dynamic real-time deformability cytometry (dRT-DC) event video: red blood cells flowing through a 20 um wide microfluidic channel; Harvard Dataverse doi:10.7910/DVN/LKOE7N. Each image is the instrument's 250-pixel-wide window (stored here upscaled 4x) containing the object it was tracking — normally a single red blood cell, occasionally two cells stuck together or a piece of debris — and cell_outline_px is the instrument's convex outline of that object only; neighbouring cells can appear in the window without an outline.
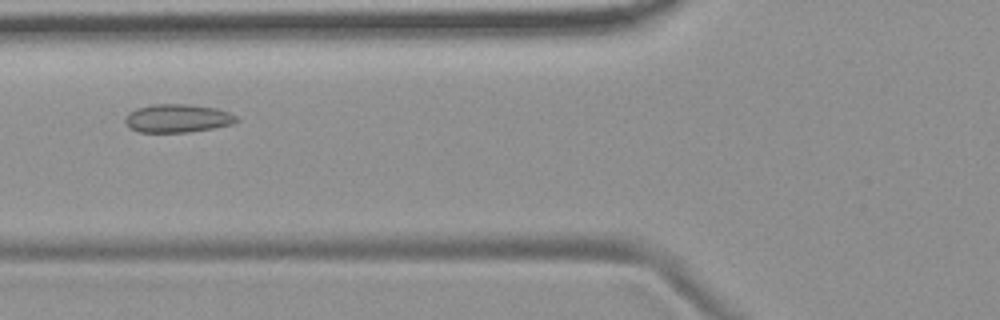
{"species": "common noctule bat (a hibernating species)", "species_latin": "Nyctalus noctula", "temperature_condition": "room temperature", "stored_images_in_passage": 5, "camera_frame_rate_fps": 3000, "um_per_image_px": 0.085, "animal": {"sex": "female", "body_mass_g": 19.9}, "frame": {"image": 1, "passage_image": 5, "time_ms": 4.667, "image_size_px": [1000, 320], "cell_outline_px": [[240, 120], [232, 124], [212, 128], [188, 132], [140, 132], [128, 128], [124, 124], [124, 116], [128, 112], [136, 108], [152, 104], [188, 104], [216, 108], [228, 112], [236, 116]], "centroid_in_image_um": [15.03, 10.05], "position_along_channel_um": 110.8, "area_um2": 18.55}}